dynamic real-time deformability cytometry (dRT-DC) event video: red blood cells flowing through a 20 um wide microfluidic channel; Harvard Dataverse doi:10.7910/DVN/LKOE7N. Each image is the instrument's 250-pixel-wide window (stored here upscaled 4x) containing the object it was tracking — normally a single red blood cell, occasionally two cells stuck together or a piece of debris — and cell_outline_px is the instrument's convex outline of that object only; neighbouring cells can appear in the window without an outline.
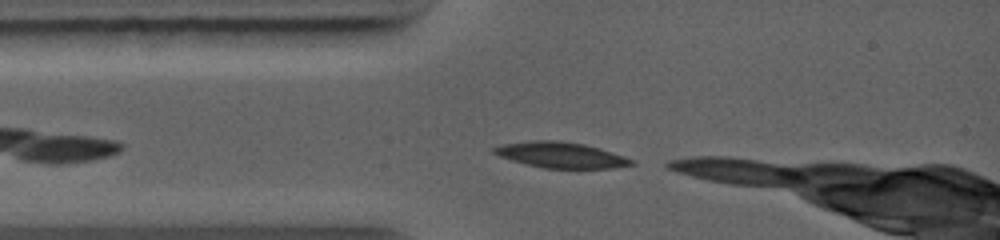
{"species": "common noctule bat (a hibernating species)", "species_latin": "Nyctalus noctula", "temperature_condition": "warm", "stored_images_in_passage": 2, "camera_frame_rate_fps": 5000, "um_per_image_px": 0.085, "animal": {"sex": "female", "body_mass_g": 19.0, "forearm_length_mm": 56.7}, "frame": {"image": 1, "passage_image": 1, "time_ms": 0.0, "image_size_px": [1000, 240], "cell_outline_px": [[636, 164], [612, 168], [544, 168], [524, 164], [500, 156], [492, 152], [492, 148], [500, 144], [528, 140], [556, 140], [584, 144], [600, 148], [636, 160]], "centroid_in_image_um": [47.67, 13.17], "position_along_channel_um": 37.3, "area_um2": 20.81}}